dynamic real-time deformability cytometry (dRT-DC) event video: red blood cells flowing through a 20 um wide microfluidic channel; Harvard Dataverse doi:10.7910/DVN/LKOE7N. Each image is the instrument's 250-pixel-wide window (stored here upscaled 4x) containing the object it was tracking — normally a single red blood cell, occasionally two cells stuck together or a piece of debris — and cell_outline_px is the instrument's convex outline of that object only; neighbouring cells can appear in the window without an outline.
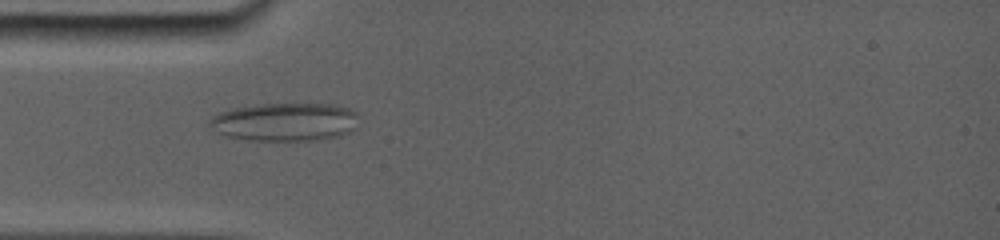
{"species": "common noctule bat (a hibernating species)", "species_latin": "Nyctalus noctula", "temperature_condition": "room temperature", "stored_images_in_passage": 45, "camera_frame_rate_fps": 5000, "um_per_image_px": 0.085, "animal": {"sex": "female", "body_mass_g": 19.0, "forearm_length_mm": 56.7}, "frame": {"image": 1, "passage_image": 17, "time_ms": 4.8, "image_size_px": [1000, 240], "cell_outline_px": [[356, 112], [340, 132], [324, 136], [292, 140], [260, 140], [232, 136], [220, 132], [212, 124], [212, 116], [220, 112], [252, 104], [336, 104], [348, 108]], "centroid_in_image_um": [24.05, 10.29], "position_along_channel_um": 61.0, "area_um2": 30.58}}
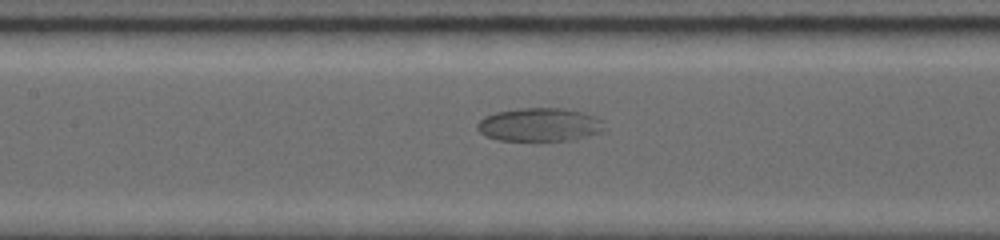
{"frame": {"image": 2, "passage_image": 27, "time_ms": 7.6, "image_size_px": [1000, 240], "cell_outline_px": [[600, 120], [596, 132], [564, 140], [500, 140], [488, 136], [480, 132], [476, 124], [484, 116], [496, 112], [520, 108], [564, 108], [580, 112], [592, 116]], "centroid_in_image_um": [45.69, 10.57], "position_along_channel_um": 161.7, "area_um2": 23.58}}
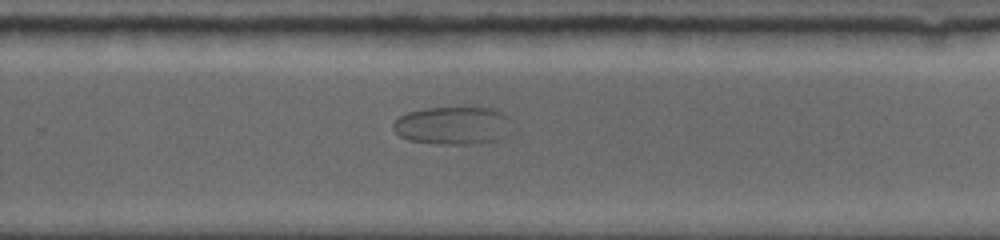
{"frame": {"image": 3, "passage_image": 36, "time_ms": 11.2, "image_size_px": [1000, 240], "cell_outline_px": [[512, 132], [508, 136], [500, 140], [472, 144], [436, 144], [408, 140], [400, 136], [392, 128], [392, 124], [400, 116], [408, 112], [424, 108], [492, 108], [504, 112], [508, 116]], "centroid_in_image_um": [38.55, 10.68], "position_along_channel_um": 291.3, "area_um2": 26.65}}